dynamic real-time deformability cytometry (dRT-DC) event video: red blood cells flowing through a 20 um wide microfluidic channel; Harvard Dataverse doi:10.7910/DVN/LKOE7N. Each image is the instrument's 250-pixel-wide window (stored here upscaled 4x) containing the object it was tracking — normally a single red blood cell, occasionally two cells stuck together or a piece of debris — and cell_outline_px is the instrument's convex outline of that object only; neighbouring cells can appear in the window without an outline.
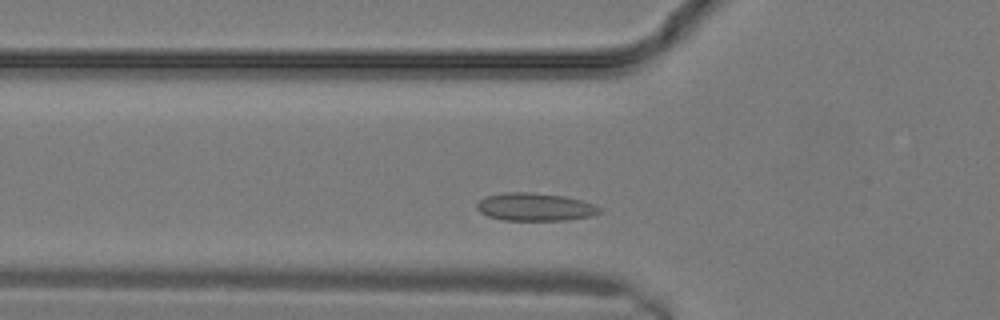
{"species": "common noctule bat (a hibernating species)", "species_latin": "Nyctalus noctula", "temperature_condition": "warm", "stored_images_in_passage": 10, "camera_frame_rate_fps": 3000, "um_per_image_px": 0.085, "animal": {"sex": "male", "body_mass_g": 19.2, "forearm_length_mm": 51.8}, "frame": {"image": 1, "passage_image": 3, "time_ms": 0.667, "image_size_px": [1000, 320], "cell_outline_px": [[600, 212], [592, 216], [564, 220], [500, 220], [488, 216], [480, 212], [476, 208], [476, 204], [480, 200], [488, 196], [504, 192], [532, 192], [564, 196], [580, 200], [592, 204], [600, 208]], "centroid_in_image_um": [45.44, 17.59], "position_along_channel_um": 80.4, "area_um2": 19.83}}
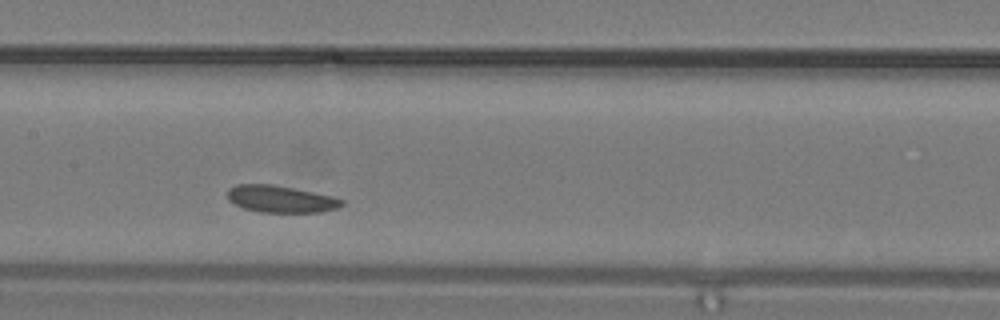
{"frame": {"image": 2, "passage_image": 7, "time_ms": 2.0, "image_size_px": [1000, 320], "cell_outline_px": [[344, 204], [340, 208], [320, 212], [260, 212], [244, 208], [232, 204], [228, 200], [228, 188], [236, 184], [272, 184], [332, 196], [344, 200]], "centroid_in_image_um": [23.85, 16.92], "position_along_channel_um": 183.6, "area_um2": 18.03}}
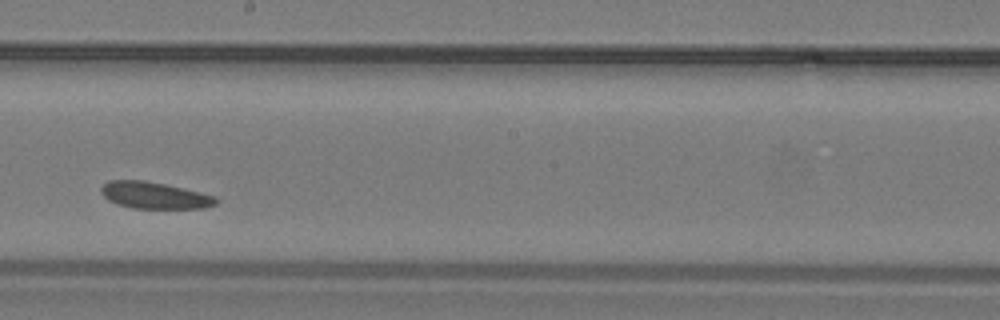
{"frame": {"image": 3, "passage_image": 9, "time_ms": 2.667, "image_size_px": [1000, 320], "cell_outline_px": [[220, 200], [216, 204], [204, 208], [132, 208], [116, 204], [108, 200], [100, 192], [100, 188], [108, 180], [144, 180], [164, 184], [200, 192], [216, 196]], "centroid_in_image_um": [13.12, 16.6], "position_along_channel_um": 235.1, "area_um2": 17.92}}